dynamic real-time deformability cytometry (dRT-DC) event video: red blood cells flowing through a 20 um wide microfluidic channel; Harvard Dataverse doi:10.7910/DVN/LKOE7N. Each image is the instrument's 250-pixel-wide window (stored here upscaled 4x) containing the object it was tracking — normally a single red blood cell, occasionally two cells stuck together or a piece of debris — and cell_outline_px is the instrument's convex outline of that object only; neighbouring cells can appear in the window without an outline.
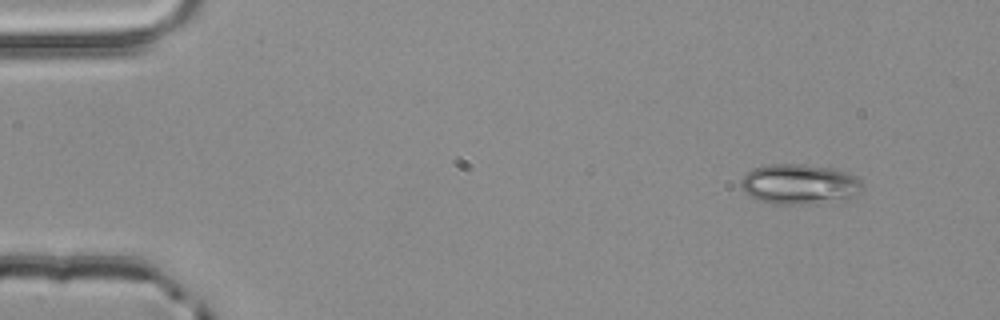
{"species": "common noctule bat (a hibernating species)", "species_latin": "Nyctalus noctula", "temperature_condition": "room temperature", "stored_images_in_passage": 3, "camera_frame_rate_fps": 3000, "um_per_image_px": 0.085, "animal": {"sex": "male", "body_mass_g": 20.4}, "frame": {"image": 1, "passage_image": 3, "time_ms": 0.667, "image_size_px": [1000, 320], "cell_outline_px": [[864, 188], [860, 192], [848, 200], [792, 204], [776, 204], [756, 200], [744, 192], [740, 184], [740, 180], [748, 172], [756, 168], [768, 164], [796, 164], [832, 168], [856, 176], [864, 184]], "centroid_in_image_um": [67.97, 15.66], "position_along_channel_um": 17.0, "area_um2": 28.44}}